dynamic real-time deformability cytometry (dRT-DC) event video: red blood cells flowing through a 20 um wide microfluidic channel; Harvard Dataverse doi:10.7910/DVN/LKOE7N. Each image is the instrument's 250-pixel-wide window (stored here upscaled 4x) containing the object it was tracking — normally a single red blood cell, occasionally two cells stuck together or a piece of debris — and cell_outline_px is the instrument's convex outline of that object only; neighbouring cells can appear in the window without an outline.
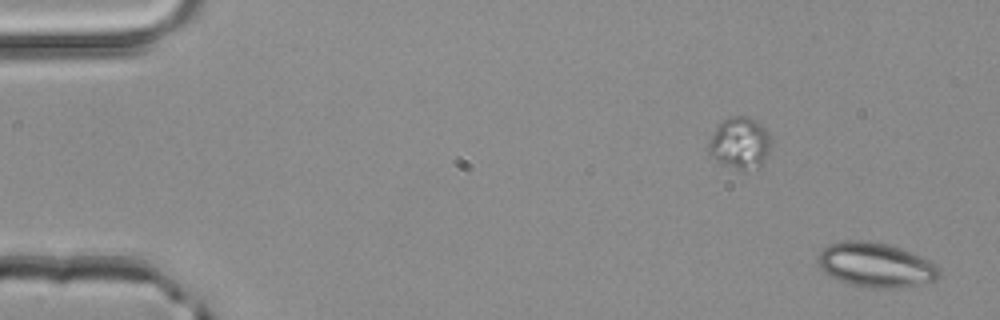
{"species": "common noctule bat (a hibernating species)", "species_latin": "Nyctalus noctula", "temperature_condition": "room temperature", "stored_images_in_passage": 4, "camera_frame_rate_fps": 3000, "um_per_image_px": 0.085, "animal": {"sex": "male", "body_mass_g": 20.4}, "frame": {"image": 1, "passage_image": 1, "time_ms": 0.0, "image_size_px": [1000, 320], "cell_outline_px": [[940, 280], [896, 288], [880, 288], [852, 284], [840, 280], [824, 272], [820, 268], [816, 260], [816, 256], [828, 244], [844, 240], [868, 240], [888, 244], [900, 248], [928, 260], [936, 264], [940, 268]], "centroid_in_image_um": [74.44, 22.5], "position_along_channel_um": 10.6, "area_um2": 31.44}}